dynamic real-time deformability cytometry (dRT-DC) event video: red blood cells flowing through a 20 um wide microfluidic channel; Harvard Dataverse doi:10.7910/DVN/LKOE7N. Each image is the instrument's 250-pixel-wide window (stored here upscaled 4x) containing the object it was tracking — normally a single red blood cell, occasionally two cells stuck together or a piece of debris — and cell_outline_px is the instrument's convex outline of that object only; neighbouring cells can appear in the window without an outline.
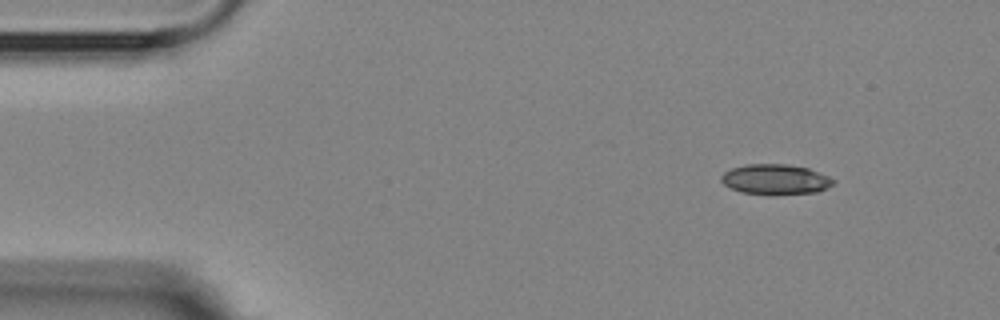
{"species": "Egyptian fruit bat (a non-hibernating species)", "species_latin": "Rousettus aegyptiacus", "temperature_condition": "room temperature", "stored_images_in_passage": 6, "camera_frame_rate_fps": 3000, "um_per_image_px": 0.085, "animal": {"sex": "female"}, "frame": {"image": 1, "passage_image": 1, "time_ms": 0.0, "image_size_px": [1000, 320], "cell_outline_px": [[836, 180], [828, 188], [816, 192], [740, 192], [724, 184], [720, 180], [720, 176], [724, 172], [732, 168], [744, 164], [784, 164], [808, 168], [828, 176]], "centroid_in_image_um": [65.89, 15.2], "position_along_channel_um": 19.1, "area_um2": 18.96}}
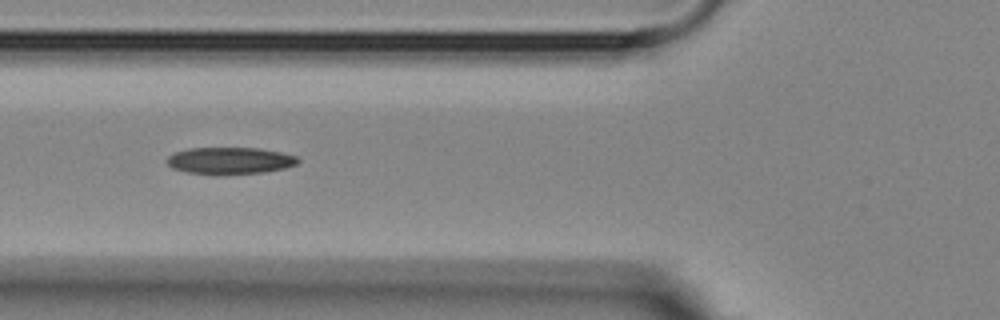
{"frame": {"image": 2, "passage_image": 5, "time_ms": 4.667, "image_size_px": [1000, 320], "cell_outline_px": [[300, 160], [296, 164], [284, 168], [264, 172], [224, 176], [212, 176], [188, 172], [172, 168], [168, 164], [168, 156], [176, 152], [188, 148], [260, 148], [280, 152], [296, 156]], "centroid_in_image_um": [19.53, 13.68], "position_along_channel_um": 106.3, "area_um2": 20.87}}
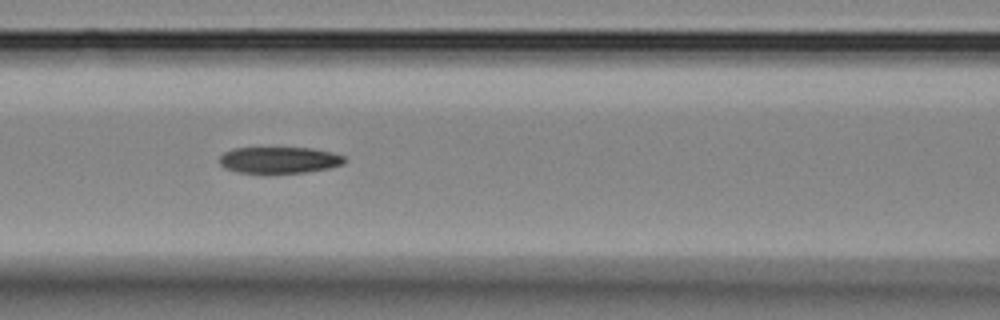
{"frame": {"image": 3, "passage_image": 6, "time_ms": 5.667, "image_size_px": [1000, 320], "cell_outline_px": [[344, 164], [328, 168], [304, 172], [240, 172], [224, 168], [220, 164], [220, 156], [224, 152], [232, 148], [312, 148], [332, 152], [344, 156]], "centroid_in_image_um": [23.73, 13.58], "position_along_channel_um": 142.9, "area_um2": 18.96}}